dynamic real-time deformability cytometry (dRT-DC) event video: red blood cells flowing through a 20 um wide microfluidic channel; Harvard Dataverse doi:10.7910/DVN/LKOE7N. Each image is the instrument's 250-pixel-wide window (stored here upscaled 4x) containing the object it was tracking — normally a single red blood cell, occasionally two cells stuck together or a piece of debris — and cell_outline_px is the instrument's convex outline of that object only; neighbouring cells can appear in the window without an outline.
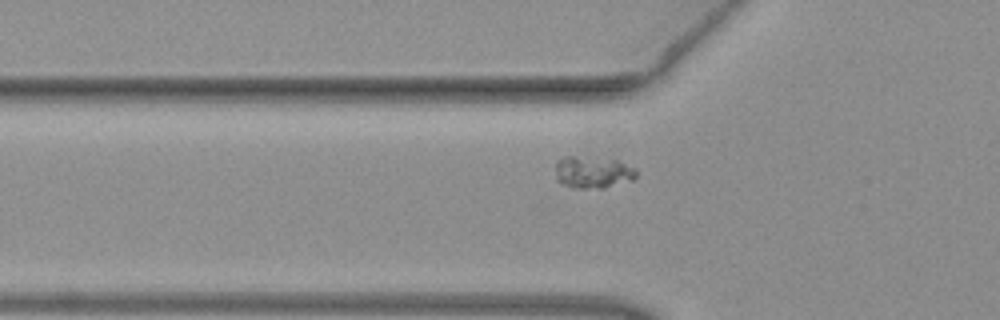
{"species": "common noctule bat (a hibernating species)", "species_latin": "Nyctalus noctula", "temperature_condition": "warm", "stored_images_in_passage": 39, "segment_of_instrument_passage": [1, 2], "camera_frame_rate_fps": 3000, "um_per_image_px": 0.085, "animal": {"sex": "female", "body_mass_g": 19.3, "forearm_length_mm": 54.1}, "frame": {"image": 1, "passage_image": 4, "time_ms": 1.0, "image_size_px": [1000, 320], "cell_outline_px": [[636, 176], [632, 180], [604, 188], [572, 188], [560, 184], [556, 180], [556, 160], [560, 156], [572, 156], [616, 160], [636, 168]], "centroid_in_image_um": [50.33, 14.65], "position_along_channel_um": 75.5, "area_um2": 15.2}}
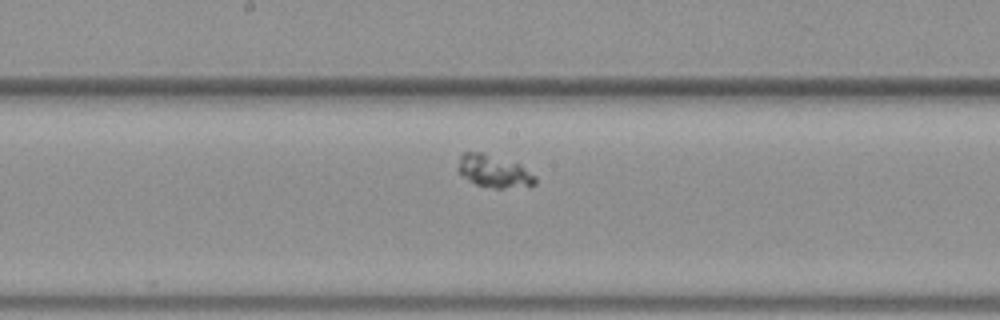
{"frame": {"image": 2, "passage_image": 14, "time_ms": 4.333, "image_size_px": [1000, 320], "cell_outline_px": [[536, 184], [504, 188], [496, 188], [476, 184], [468, 180], [456, 172], [456, 168], [460, 156], [464, 152], [484, 152], [520, 164], [536, 176]], "centroid_in_image_um": [41.93, 14.53], "position_along_channel_um": 206.3, "area_um2": 14.68}}
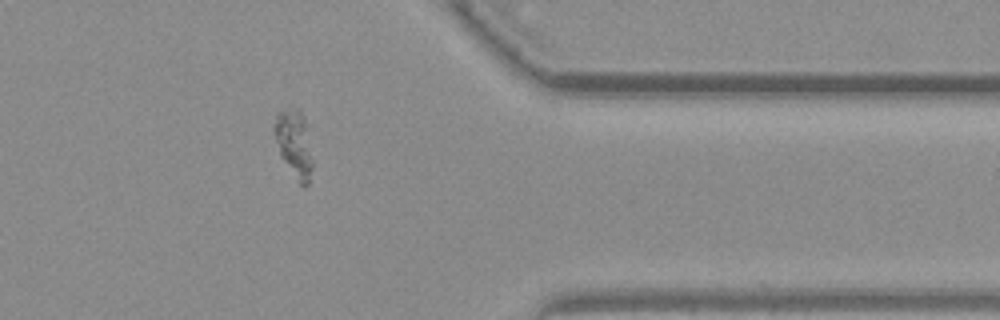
{"frame": {"image": 3, "passage_image": 29, "time_ms": 9.333, "image_size_px": [1000, 320], "cell_outline_px": [[312, 168], [308, 184], [300, 184], [296, 180], [280, 156], [272, 128], [276, 112], [280, 108], [292, 104], [300, 108], [304, 116], [312, 160]], "centroid_in_image_um": [24.94, 12.07], "position_along_channel_um": 386.5, "area_um2": 15.43}}